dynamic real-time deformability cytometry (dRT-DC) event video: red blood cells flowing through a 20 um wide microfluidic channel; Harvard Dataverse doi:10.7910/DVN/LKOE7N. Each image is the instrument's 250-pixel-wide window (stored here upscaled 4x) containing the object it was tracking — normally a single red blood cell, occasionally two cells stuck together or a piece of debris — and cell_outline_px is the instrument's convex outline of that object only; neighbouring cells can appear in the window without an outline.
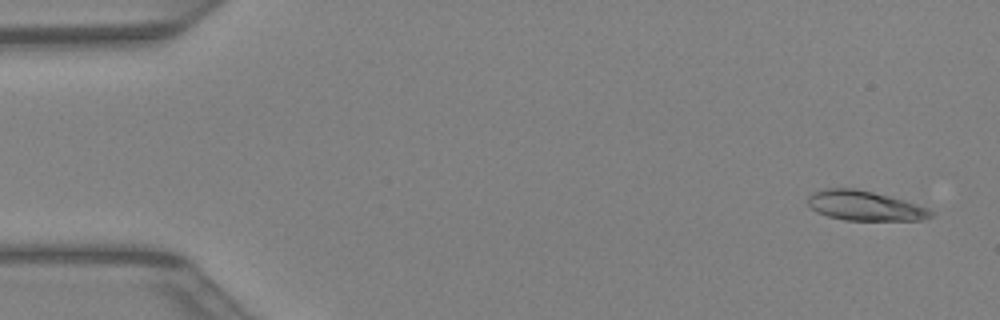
{"species": "Egyptian fruit bat (a non-hibernating species)", "species_latin": "Rousettus aegyptiacus", "temperature_condition": "warm", "stored_images_in_passage": 42, "camera_frame_rate_fps": 3000, "um_per_image_px": 0.085, "animal": {"sex": "female"}, "frame": {"image": 1, "passage_image": 2, "time_ms": 0.333, "image_size_px": [1000, 320], "cell_outline_px": [[932, 216], [924, 220], [844, 220], [828, 216], [812, 208], [808, 204], [808, 196], [812, 192], [824, 188], [856, 188], [904, 200], [928, 208], [932, 212]], "centroid_in_image_um": [73.5, 17.48], "position_along_channel_um": 11.5, "area_um2": 21.15}}
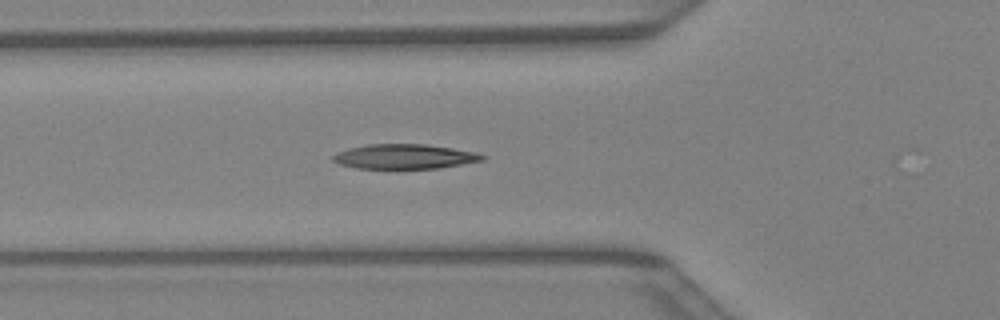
{"frame": {"image": 2, "passage_image": 15, "time_ms": 4.667, "image_size_px": [1000, 320], "cell_outline_px": [[484, 160], [440, 168], [356, 168], [340, 164], [332, 160], [332, 156], [348, 148], [368, 144], [428, 144], [476, 152], [484, 156]], "centroid_in_image_um": [34.39, 13.3], "position_along_channel_um": 91.4, "area_um2": 21.33}}
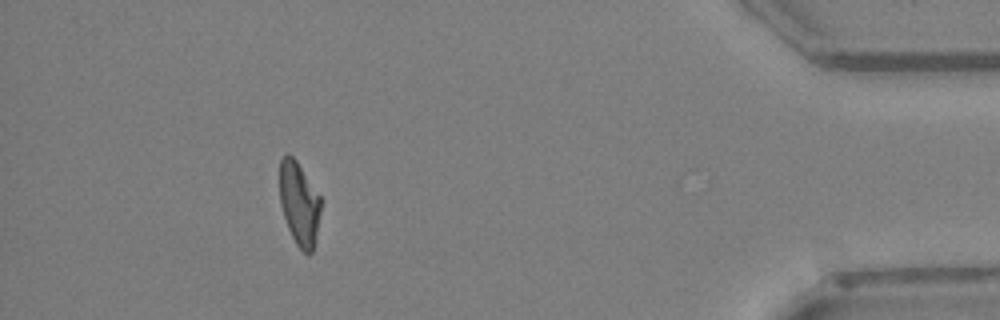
{"frame": {"image": 3, "passage_image": 38, "time_ms": 12.333, "image_size_px": [1000, 320], "cell_outline_px": [[320, 212], [312, 252], [308, 256], [296, 244], [288, 228], [280, 204], [280, 156], [288, 152], [296, 160], [320, 196]], "centroid_in_image_um": [25.41, 17.27], "position_along_channel_um": 409.8, "area_um2": 19.77}}